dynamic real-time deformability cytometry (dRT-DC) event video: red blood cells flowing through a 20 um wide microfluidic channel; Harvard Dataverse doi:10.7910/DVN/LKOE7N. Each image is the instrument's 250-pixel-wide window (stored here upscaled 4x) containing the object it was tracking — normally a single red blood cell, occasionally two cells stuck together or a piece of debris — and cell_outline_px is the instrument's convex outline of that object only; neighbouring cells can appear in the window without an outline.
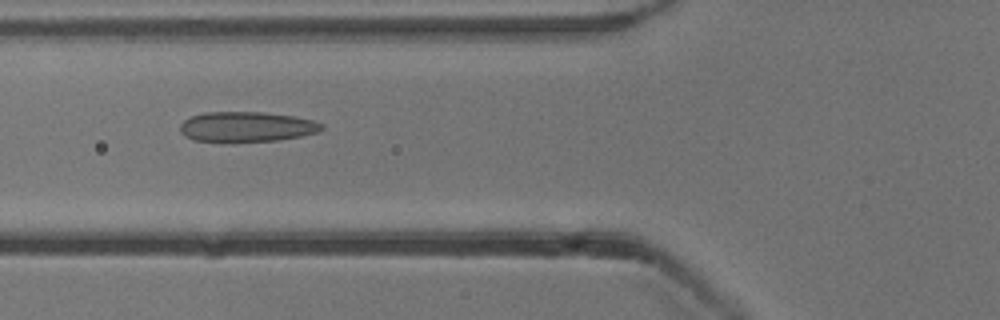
{"species": "common noctule bat (a hibernating species)", "species_latin": "Nyctalus noctula", "temperature_condition": "cold", "stored_images_in_passage": 36, "camera_frame_rate_fps": 3000, "um_per_image_px": 0.085, "animal": {"sex": "male", "body_mass_g": 13.3}, "frame": {"image": 1, "passage_image": 9, "time_ms": 2.667, "image_size_px": [1000, 320], "cell_outline_px": [[324, 128], [320, 132], [280, 140], [232, 144], [224, 144], [192, 140], [184, 136], [180, 132], [180, 124], [184, 120], [192, 116], [204, 112], [264, 112], [292, 116], [312, 120], [324, 124]], "centroid_in_image_um": [20.92, 10.82], "position_along_channel_um": 104.9, "area_um2": 25.84}}
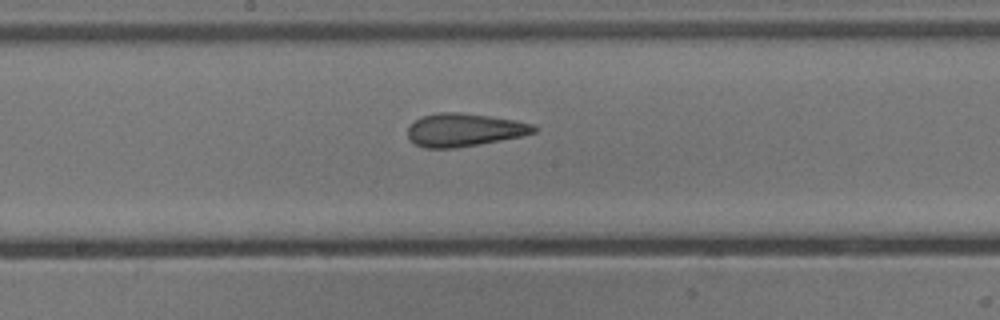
{"frame": {"image": 2, "passage_image": 17, "time_ms": 5.333, "image_size_px": [1000, 320], "cell_outline_px": [[540, 128], [536, 132], [524, 136], [452, 148], [424, 148], [408, 140], [408, 128], [420, 116], [440, 112], [460, 112], [516, 120], [536, 124]], "centroid_in_image_um": [39.5, 11.03], "position_along_channel_um": 208.7, "area_um2": 24.39}}
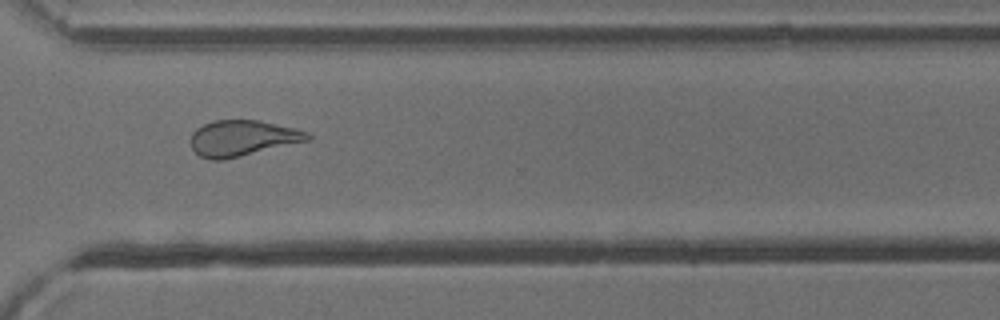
{"frame": {"image": 3, "passage_image": 28, "time_ms": 9.0, "image_size_px": [1000, 320], "cell_outline_px": [[312, 136], [308, 140], [224, 160], [212, 160], [200, 156], [192, 148], [192, 132], [196, 128], [204, 124], [216, 120], [260, 120], [308, 132]], "centroid_in_image_um": [20.58, 11.74], "position_along_channel_um": 350.0, "area_um2": 24.04}, "authors_computed_cell_mechanics": {"area_um2": 24.8251, "velocity_mm_per_s": 3.8756, "shape_relaxation_time_tau1_ms": null, "shape_relaxation_time_tau2_ms": 1.5362, "deformation_change_tau1": null, "deformation_change_tau2": 0.1055}}